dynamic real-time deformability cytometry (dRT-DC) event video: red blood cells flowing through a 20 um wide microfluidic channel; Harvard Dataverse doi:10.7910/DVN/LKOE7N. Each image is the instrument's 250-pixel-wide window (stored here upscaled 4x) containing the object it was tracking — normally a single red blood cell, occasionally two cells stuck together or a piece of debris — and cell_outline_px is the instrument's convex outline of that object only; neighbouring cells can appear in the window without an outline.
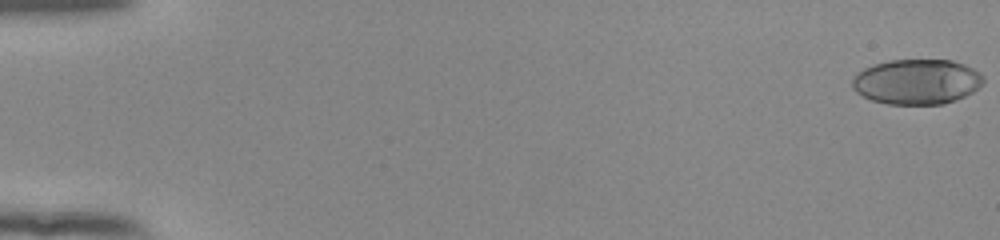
{"species": "human", "species_latin": "Homo sapiens", "temperature_condition": "room temperature", "stored_images_in_passage": 54, "camera_frame_rate_fps": 3000, "um_per_image_px": 0.085, "donor": {"sex": "female"}, "frame": {"image": 1, "passage_image": 1, "time_ms": 0.0, "image_size_px": [1000, 240], "cell_outline_px": [[984, 80], [972, 92], [956, 100], [944, 104], [888, 104], [872, 100], [856, 92], [852, 88], [852, 80], [856, 72], [864, 68], [888, 60], [952, 60], [964, 64], [980, 72], [984, 76]], "centroid_in_image_um": [77.91, 6.94], "position_along_channel_um": 7.1, "area_um2": 34.51}}
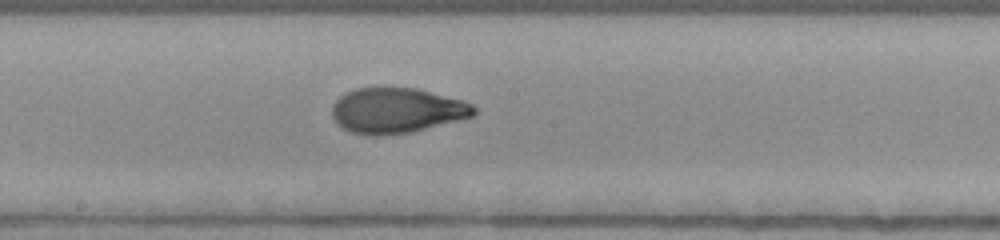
{"frame": {"image": 2, "passage_image": 31, "time_ms": 10.0, "image_size_px": [1000, 240], "cell_outline_px": [[476, 112], [472, 116], [412, 132], [380, 136], [376, 136], [352, 132], [336, 124], [332, 116], [332, 104], [340, 96], [356, 88], [416, 88], [464, 100], [472, 104], [476, 108]], "centroid_in_image_um": [33.71, 9.39], "position_along_channel_um": 214.5, "area_um2": 37.34}}
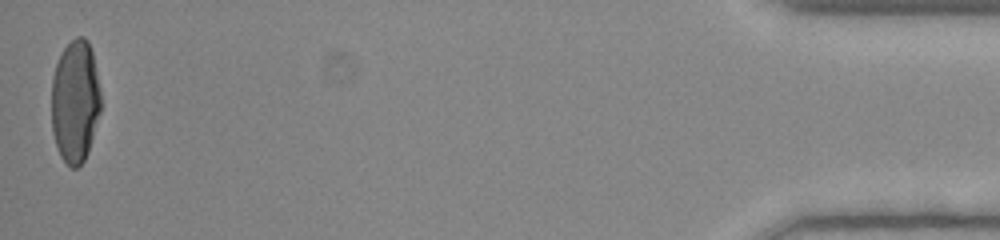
{"frame": {"image": 3, "passage_image": 54, "time_ms": 17.667, "image_size_px": [1000, 240], "cell_outline_px": [[100, 112], [88, 152], [84, 160], [76, 168], [72, 168], [60, 156], [52, 132], [52, 76], [60, 52], [76, 36], [84, 36], [88, 40], [92, 52], [100, 88]], "centroid_in_image_um": [6.38, 8.59], "position_along_channel_um": 428.8, "area_um2": 35.32}, "authors_computed_cell_mechanics": {"area_um2": 36.3562, "velocity_mm_per_s": 3.9179, "shape_relaxation_time_tau1_ms": 6.0608, "shape_relaxation_time_tau2_ms": 0.9559, "deformation_change_tau1": 0.2531, "deformation_change_tau2": 0.0613}}